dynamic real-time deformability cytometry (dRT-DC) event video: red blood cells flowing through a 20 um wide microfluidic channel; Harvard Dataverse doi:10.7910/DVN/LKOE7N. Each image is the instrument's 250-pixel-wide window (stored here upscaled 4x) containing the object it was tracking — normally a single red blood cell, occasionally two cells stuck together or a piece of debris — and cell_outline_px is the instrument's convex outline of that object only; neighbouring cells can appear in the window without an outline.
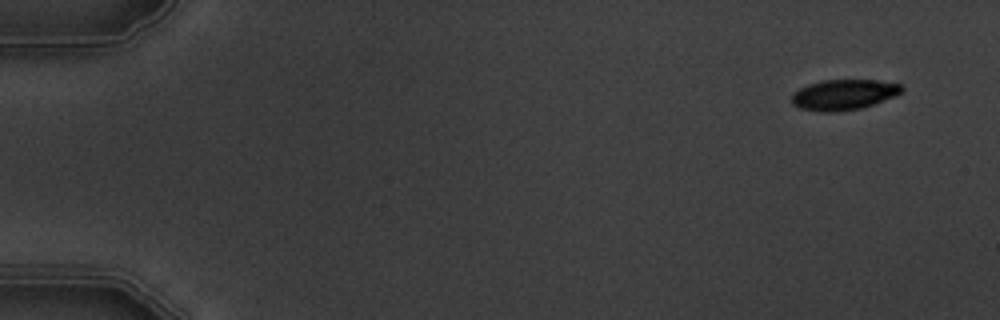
{"species": "common noctule bat (a hibernating species)", "species_latin": "Nyctalus noctula", "temperature_condition": "warm", "stored_images_in_passage": 5, "camera_frame_rate_fps": 3000, "um_per_image_px": 0.085, "animal": {"sex": "male", "body_mass_g": 19.5, "forearm_length_mm": 54.6}, "frame": {"image": 1, "passage_image": 1, "time_ms": 0.0, "image_size_px": [1000, 320], "cell_outline_px": [[904, 88], [896, 96], [860, 108], [832, 112], [820, 112], [800, 108], [792, 104], [792, 96], [800, 88], [808, 84], [824, 80], [876, 80], [904, 84]], "centroid_in_image_um": [71.74, 8.04], "position_along_channel_um": 13.3, "area_um2": 19.42}}
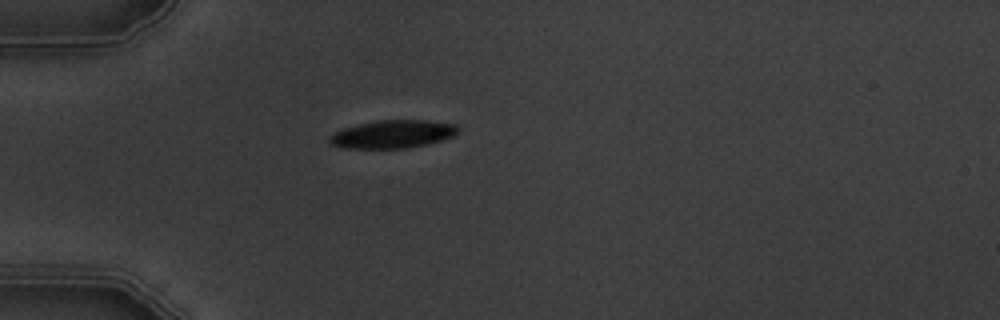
{"frame": {"image": 2, "passage_image": 5, "time_ms": 4.333, "image_size_px": [1000, 320], "cell_outline_px": [[460, 128], [452, 136], [428, 144], [408, 148], [344, 148], [332, 144], [328, 140], [328, 136], [332, 132], [356, 124], [376, 120], [424, 120], [456, 124]], "centroid_in_image_um": [33.33, 11.39], "position_along_channel_um": 51.7, "area_um2": 21.04}}